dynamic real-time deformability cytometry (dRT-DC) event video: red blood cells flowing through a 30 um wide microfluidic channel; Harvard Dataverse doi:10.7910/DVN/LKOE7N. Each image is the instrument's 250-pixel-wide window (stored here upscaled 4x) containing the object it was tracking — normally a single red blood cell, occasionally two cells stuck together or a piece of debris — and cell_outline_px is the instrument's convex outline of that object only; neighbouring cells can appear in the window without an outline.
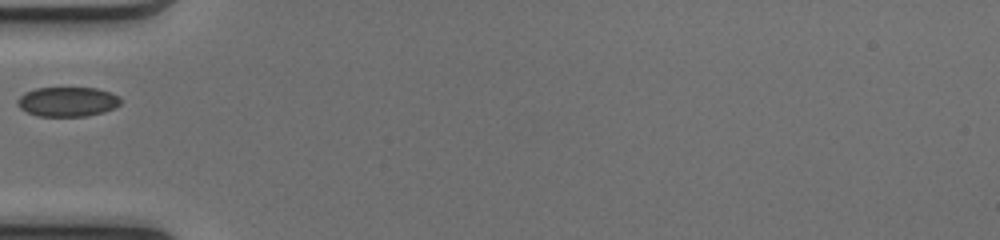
{"species": "common noctule bat (a hibernating species)", "species_latin": "Nyctalus noctula", "temperature_condition": "cold", "stored_images_in_passage": 34, "camera_frame_rate_fps": 3000, "um_per_image_px": 0.085, "animal": {"sex": "female", "body_mass_g": 17.0, "forearm_length_mm": 48.0}, "frame": {"image": 1, "passage_image": 1, "time_ms": 0.0, "image_size_px": [1000, 240], "cell_outline_px": [[120, 104], [104, 112], [88, 116], [36, 116], [20, 108], [16, 104], [16, 100], [24, 92], [36, 88], [96, 88], [112, 92], [120, 96]], "centroid_in_image_um": [5.73, 8.64], "position_along_channel_um": 79.3, "area_um2": 17.92}}
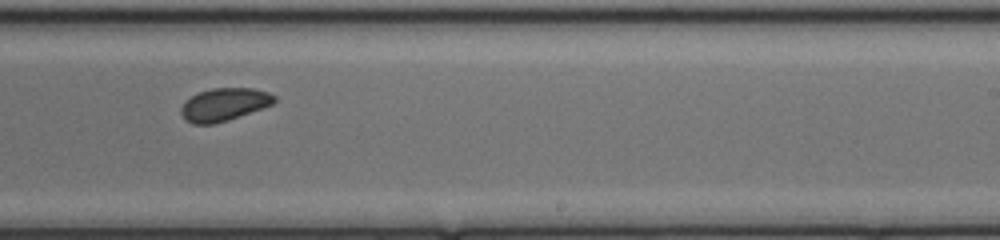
{"frame": {"image": 2, "passage_image": 15, "time_ms": 4.667, "image_size_px": [1000, 240], "cell_outline_px": [[276, 100], [272, 104], [228, 120], [212, 124], [192, 124], [184, 120], [180, 112], [180, 108], [192, 96], [200, 92], [212, 88], [252, 88], [268, 92], [276, 96]], "centroid_in_image_um": [19.04, 8.89], "position_along_channel_um": 270.0, "area_um2": 17.63}}
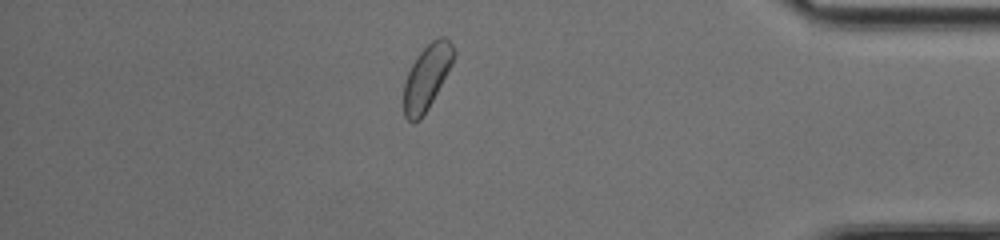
{"frame": {"image": 3, "passage_image": 27, "time_ms": 8.667, "image_size_px": [1000, 240], "cell_outline_px": [[456, 56], [452, 64], [428, 108], [420, 120], [412, 124], [404, 116], [404, 80], [416, 56], [432, 40], [440, 36], [448, 36], [456, 52]], "centroid_in_image_um": [36.29, 6.53], "position_along_channel_um": 398.9, "area_um2": 18.96}}